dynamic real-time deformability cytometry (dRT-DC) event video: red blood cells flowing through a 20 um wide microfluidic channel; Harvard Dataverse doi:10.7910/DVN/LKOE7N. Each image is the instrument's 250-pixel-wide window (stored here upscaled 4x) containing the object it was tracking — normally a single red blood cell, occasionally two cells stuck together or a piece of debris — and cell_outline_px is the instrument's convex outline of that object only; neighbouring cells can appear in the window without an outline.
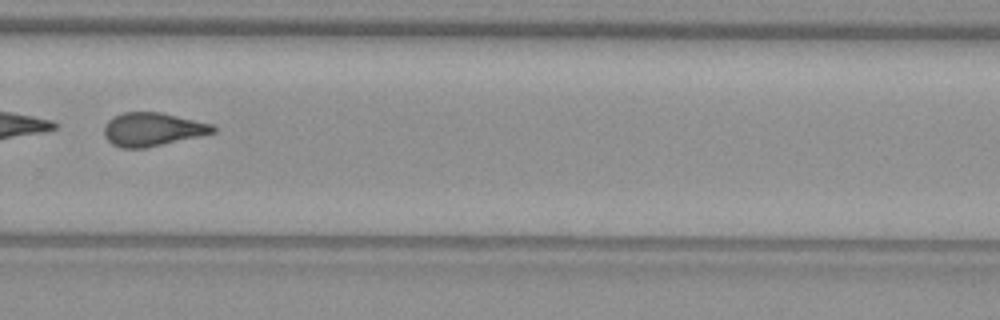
{"species": "common noctule bat (a hibernating species)", "species_latin": "Nyctalus noctula", "temperature_condition": "warm", "stored_images_in_passage": 34, "camera_frame_rate_fps": 3000, "um_per_image_px": 0.085, "animal": {"sex": "female", "body_mass_g": 29.2, "forearm_length_mm": 56.3}, "frame": {"image": 1, "passage_image": 20, "time_ms": 6.333, "image_size_px": [1000, 320], "cell_outline_px": [[216, 132], [200, 136], [144, 148], [120, 148], [112, 144], [104, 136], [104, 124], [112, 116], [124, 112], [160, 112], [212, 124], [216, 128]], "centroid_in_image_um": [12.92, 10.99], "position_along_channel_um": 316.9, "area_um2": 21.21}, "authors_computed_cell_mechanics": {"area_um2": 21.5883, "velocity_mm_per_s": 4.0089, "shape_relaxation_time_tau1_ms": null, "shape_relaxation_time_tau2_ms": 2.3231, "deformation_change_tau1": null, "deformation_change_tau2": 0.1042}}